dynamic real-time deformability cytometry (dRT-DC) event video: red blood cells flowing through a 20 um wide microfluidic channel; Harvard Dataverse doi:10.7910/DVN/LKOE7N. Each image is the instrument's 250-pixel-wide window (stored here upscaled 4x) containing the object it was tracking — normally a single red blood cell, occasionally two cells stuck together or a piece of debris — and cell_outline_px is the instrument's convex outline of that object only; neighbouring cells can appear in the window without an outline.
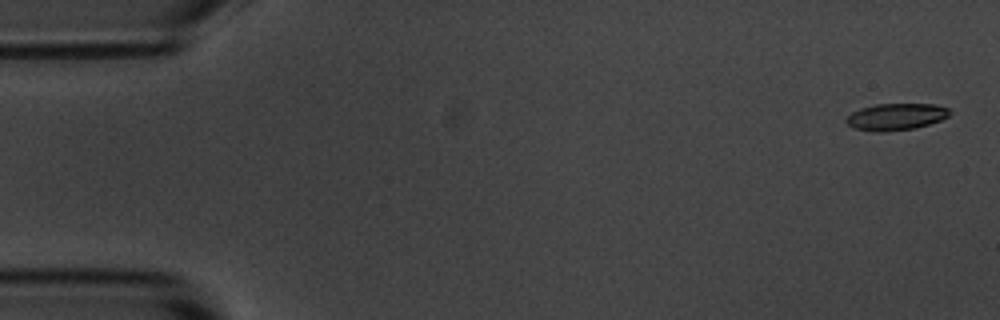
{"species": "common noctule bat (a hibernating species)", "species_latin": "Nyctalus noctula", "temperature_condition": "room temperature", "stored_images_in_passage": 5, "camera_frame_rate_fps": 3000, "um_per_image_px": 0.085, "animal": {"sex": "male", "body_mass_g": 20.1, "forearm_length_mm": 53.5}, "frame": {"image": 1, "passage_image": 1, "time_ms": 0.0, "image_size_px": [1000, 320], "cell_outline_px": [[952, 112], [948, 116], [940, 120], [916, 128], [884, 132], [876, 132], [852, 128], [844, 120], [852, 112], [860, 108], [876, 104], [932, 104], [948, 108]], "centroid_in_image_um": [76.13, 9.93], "position_along_channel_um": 8.9, "area_um2": 16.18}}
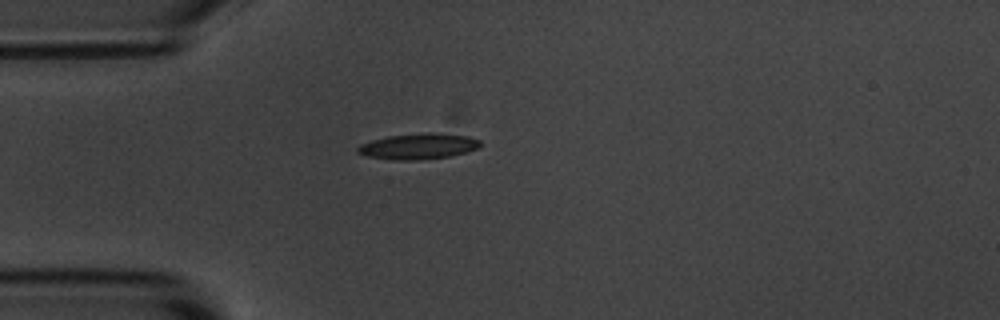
{"frame": {"image": 2, "passage_image": 4, "time_ms": 4.333, "image_size_px": [1000, 320], "cell_outline_px": [[480, 144], [476, 148], [464, 152], [448, 156], [412, 160], [392, 160], [368, 156], [356, 152], [356, 148], [360, 144], [372, 140], [388, 136], [424, 132], [436, 132], [468, 136], [480, 140]], "centroid_in_image_um": [35.51, 12.42], "position_along_channel_um": 49.5, "area_um2": 18.26}}